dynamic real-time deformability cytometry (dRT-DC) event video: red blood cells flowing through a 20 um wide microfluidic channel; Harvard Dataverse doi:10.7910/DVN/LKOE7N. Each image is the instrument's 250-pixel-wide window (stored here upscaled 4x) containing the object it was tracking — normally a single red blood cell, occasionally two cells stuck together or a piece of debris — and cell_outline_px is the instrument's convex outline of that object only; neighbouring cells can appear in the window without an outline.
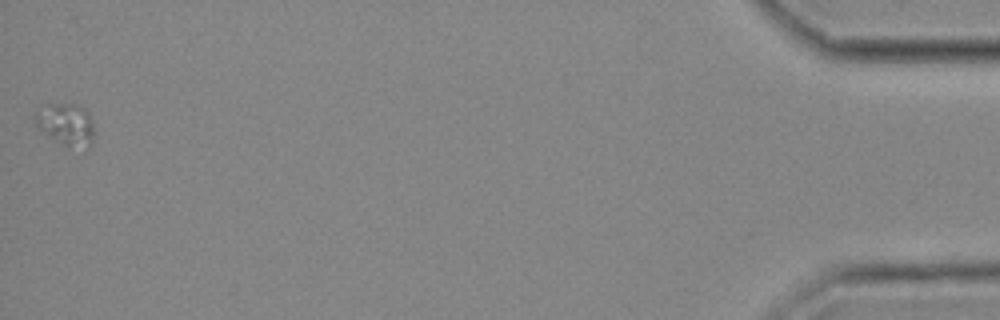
{"species": "common noctule bat (a hibernating species)", "species_latin": "Nyctalus noctula", "temperature_condition": "cold", "stored_images_in_passage": 45, "camera_frame_rate_fps": 3000, "um_per_image_px": 0.085, "animal": {"sex": "female", "body_mass_g": 25.1}, "frame": {"image": 1, "passage_image": 45, "time_ms": 14.667, "image_size_px": [1000, 320], "cell_outline_px": [[92, 144], [88, 148], [68, 148], [60, 144], [36, 128], [32, 116], [36, 112], [48, 104], [76, 104], [84, 108], [88, 112], [92, 124]], "centroid_in_image_um": [5.57, 10.6], "position_along_channel_um": 429.6, "area_um2": 14.74}}